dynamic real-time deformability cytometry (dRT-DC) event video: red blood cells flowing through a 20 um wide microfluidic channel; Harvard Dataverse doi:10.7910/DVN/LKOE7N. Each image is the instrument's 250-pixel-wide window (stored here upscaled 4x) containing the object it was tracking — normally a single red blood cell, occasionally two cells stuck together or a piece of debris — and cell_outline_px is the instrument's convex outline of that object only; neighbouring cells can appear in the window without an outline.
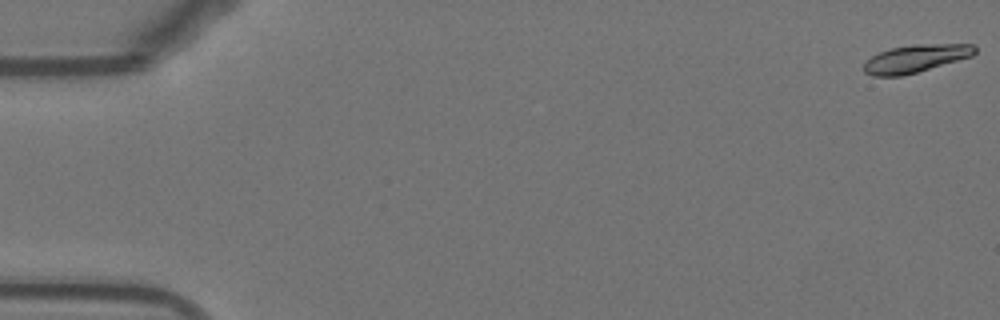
{"species": "Egyptian fruit bat (a non-hibernating species)", "species_latin": "Rousettus aegyptiacus", "temperature_condition": "warm", "stored_images_in_passage": 54, "camera_frame_rate_fps": 3000, "um_per_image_px": 0.085, "animal": {"sex": "female"}, "frame": {"image": 1, "passage_image": 1, "time_ms": 0.0, "image_size_px": [1000, 320], "cell_outline_px": [[976, 52], [972, 56], [916, 72], [900, 76], [872, 76], [864, 72], [864, 60], [880, 52], [892, 48], [916, 44], [972, 44], [976, 48]], "centroid_in_image_um": [77.8, 4.97], "position_along_channel_um": 7.2, "area_um2": 17.74}}
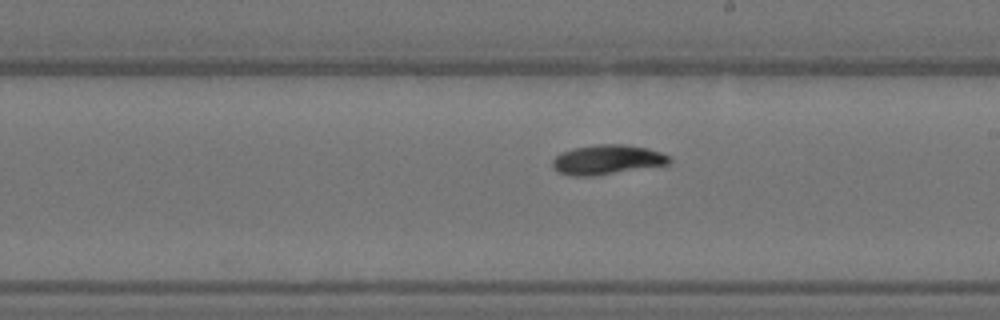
{"frame": {"image": 2, "passage_image": 31, "time_ms": 10.0, "image_size_px": [1000, 320], "cell_outline_px": [[672, 160], [668, 164], [596, 176], [572, 176], [556, 172], [552, 168], [552, 160], [560, 152], [572, 148], [600, 144], [624, 144], [648, 148], [660, 152], [668, 156]], "centroid_in_image_um": [51.55, 13.58], "position_along_channel_um": 237.4, "area_um2": 20.35}}
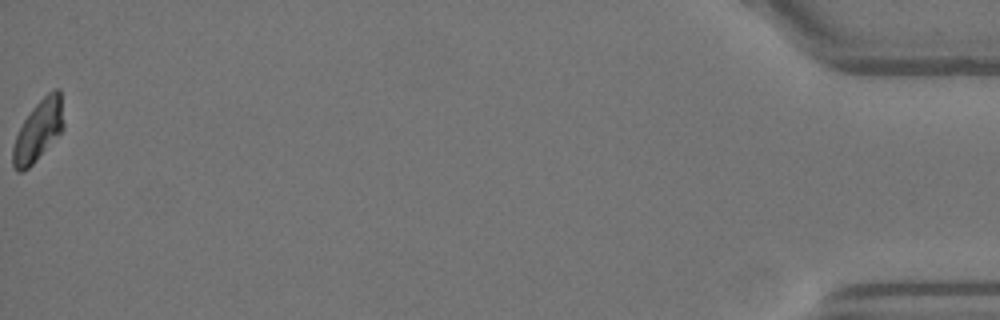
{"frame": {"image": 3, "passage_image": 54, "time_ms": 17.667, "image_size_px": [1000, 320], "cell_outline_px": [[64, 128], [32, 164], [28, 168], [20, 172], [16, 172], [12, 164], [12, 148], [16, 136], [24, 120], [32, 108], [48, 92], [56, 88], [60, 88], [64, 124]], "centroid_in_image_um": [3.25, 11.09], "position_along_channel_um": 432.0, "area_um2": 17.74}, "authors_computed_cell_mechanics": {"area_um2": 19.074, "velocity_mm_per_s": 3.834, "shape_relaxation_time_tau1_ms": 3.3538, "shape_relaxation_time_tau2_ms": null, "deformation_change_tau1": 0.1494, "deformation_change_tau2": null}}